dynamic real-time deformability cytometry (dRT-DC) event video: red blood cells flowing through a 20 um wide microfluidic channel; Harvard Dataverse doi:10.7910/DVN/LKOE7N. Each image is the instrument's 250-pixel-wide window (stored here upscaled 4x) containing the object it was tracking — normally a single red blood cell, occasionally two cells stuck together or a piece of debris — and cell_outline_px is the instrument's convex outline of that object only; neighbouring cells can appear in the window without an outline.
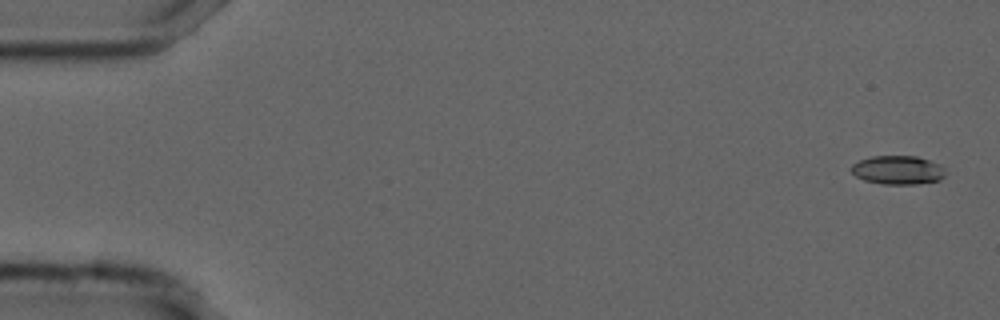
{"species": "common noctule bat (a hibernating species)", "species_latin": "Nyctalus noctula", "temperature_condition": "cold", "stored_images_in_passage": 55, "camera_frame_rate_fps": 3000, "um_per_image_px": 0.085, "animal": {"sex": "male", "forearm_length_mm": 52.5}, "frame": {"image": 1, "passage_image": 2, "time_ms": 0.333, "image_size_px": [1000, 320], "cell_outline_px": [[944, 176], [940, 180], [916, 184], [880, 184], [864, 180], [856, 176], [848, 168], [852, 164], [860, 160], [872, 156], [916, 156], [940, 164], [944, 168]], "centroid_in_image_um": [76.29, 14.45], "position_along_channel_um": 8.7, "area_um2": 15.84}}
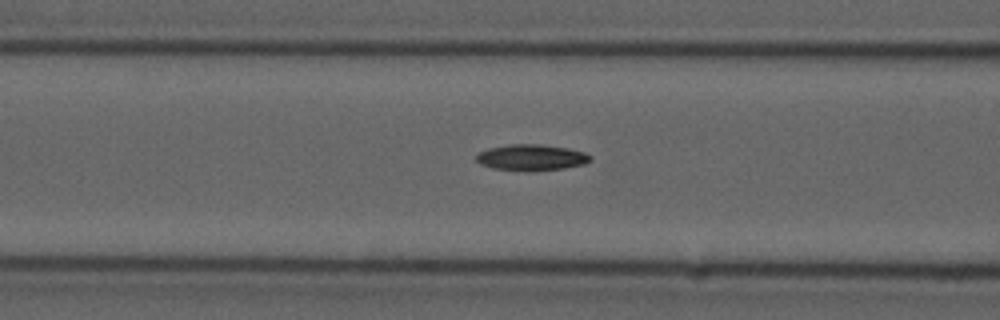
{"frame": {"image": 2, "passage_image": 22, "time_ms": 7.0, "image_size_px": [1000, 320], "cell_outline_px": [[592, 160], [584, 164], [564, 168], [532, 172], [524, 172], [492, 168], [480, 164], [476, 160], [476, 156], [480, 152], [488, 148], [508, 144], [540, 144], [568, 148], [584, 152], [592, 156]], "centroid_in_image_um": [45.17, 13.4], "position_along_channel_um": 121.4, "area_um2": 17.69}}
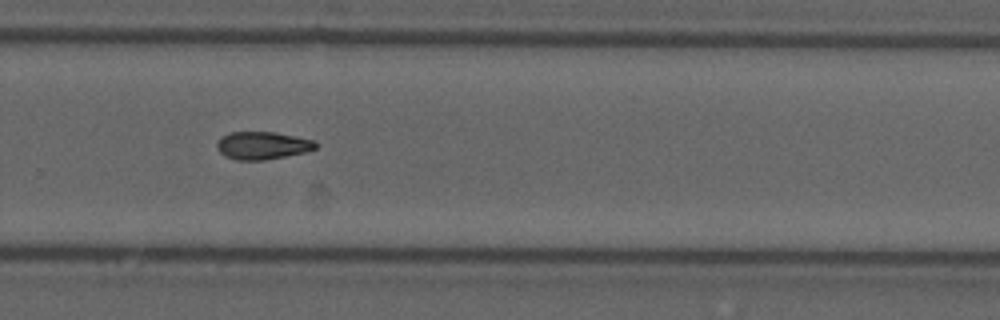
{"frame": {"image": 3, "passage_image": 37, "time_ms": 12.0, "image_size_px": [1000, 320], "cell_outline_px": [[316, 148], [304, 152], [264, 160], [236, 160], [224, 156], [216, 148], [216, 144], [220, 136], [228, 132], [276, 132], [316, 140]], "centroid_in_image_um": [22.27, 12.35], "position_along_channel_um": 307.5, "area_um2": 16.07}, "authors_computed_cell_mechanics": {"area_um2": 16.0684, "velocity_mm_per_s": 3.7252, "shape_relaxation_time_tau1_ms": 10.5195, "shape_relaxation_time_tau2_ms": null, "deformation_change_tau1": 0.1913, "deformation_change_tau2": null}}